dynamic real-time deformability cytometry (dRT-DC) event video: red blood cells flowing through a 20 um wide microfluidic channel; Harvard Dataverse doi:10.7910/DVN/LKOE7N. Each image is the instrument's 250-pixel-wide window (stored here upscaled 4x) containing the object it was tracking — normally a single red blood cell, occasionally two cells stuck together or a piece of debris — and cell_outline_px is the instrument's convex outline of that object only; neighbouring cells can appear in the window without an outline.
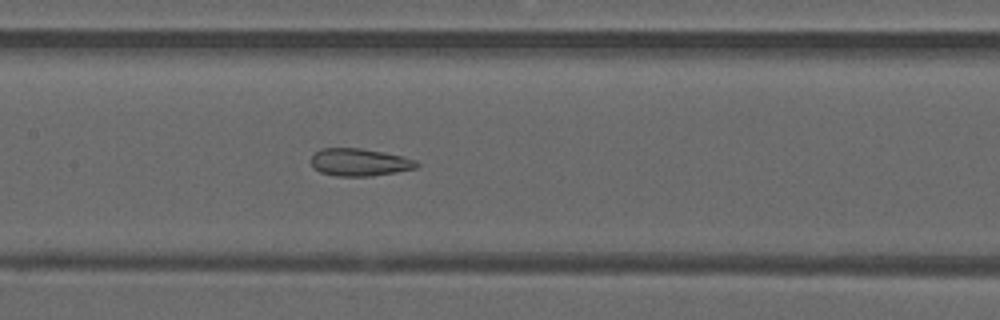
{"species": "common noctule bat (a hibernating species)", "species_latin": "Nyctalus noctula", "temperature_condition": "warm", "stored_images_in_passage": 42, "camera_frame_rate_fps": 3000, "um_per_image_px": 0.085, "animal": {"sex": "male", "forearm_length_mm": 52.5}, "frame": {"image": 1, "passage_image": 16, "time_ms": 5.0, "image_size_px": [1000, 320], "cell_outline_px": [[420, 164], [416, 168], [396, 172], [372, 176], [336, 176], [320, 172], [312, 168], [312, 156], [320, 148], [360, 148], [400, 156], [416, 160]], "centroid_in_image_um": [30.54, 13.8], "position_along_channel_um": 176.9, "area_um2": 16.82}}
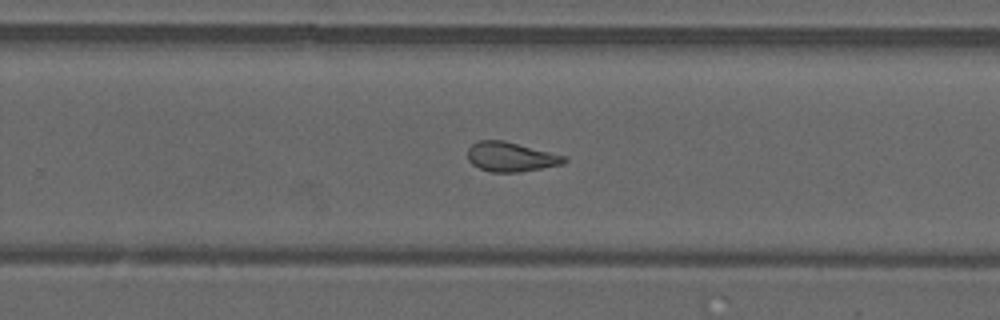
{"frame": {"image": 2, "passage_image": 24, "time_ms": 7.667, "image_size_px": [1000, 320], "cell_outline_px": [[568, 160], [564, 164], [520, 172], [492, 172], [480, 168], [472, 164], [468, 160], [468, 148], [472, 144], [480, 140], [504, 140], [568, 156]], "centroid_in_image_um": [43.46, 13.33], "position_along_channel_um": 286.3, "area_um2": 16.76}}
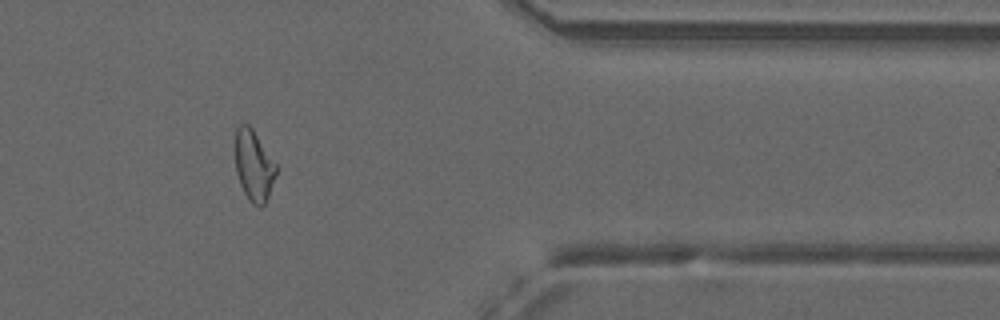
{"frame": {"image": 3, "passage_image": 33, "time_ms": 10.667, "image_size_px": [1000, 320], "cell_outline_px": [[276, 176], [268, 196], [264, 204], [260, 208], [252, 204], [248, 200], [240, 184], [236, 172], [236, 128], [240, 124], [248, 124], [252, 128], [276, 164]], "centroid_in_image_um": [21.57, 14.1], "position_along_channel_um": 389.8, "area_um2": 16.7}, "authors_computed_cell_mechanics": {"area_um2": 17.629, "velocity_mm_per_s": 4.1299, "shape_relaxation_time_tau1_ms": null, "shape_relaxation_time_tau2_ms": 1.3718, "deformation_change_tau1": null, "deformation_change_tau2": 0.0859}}